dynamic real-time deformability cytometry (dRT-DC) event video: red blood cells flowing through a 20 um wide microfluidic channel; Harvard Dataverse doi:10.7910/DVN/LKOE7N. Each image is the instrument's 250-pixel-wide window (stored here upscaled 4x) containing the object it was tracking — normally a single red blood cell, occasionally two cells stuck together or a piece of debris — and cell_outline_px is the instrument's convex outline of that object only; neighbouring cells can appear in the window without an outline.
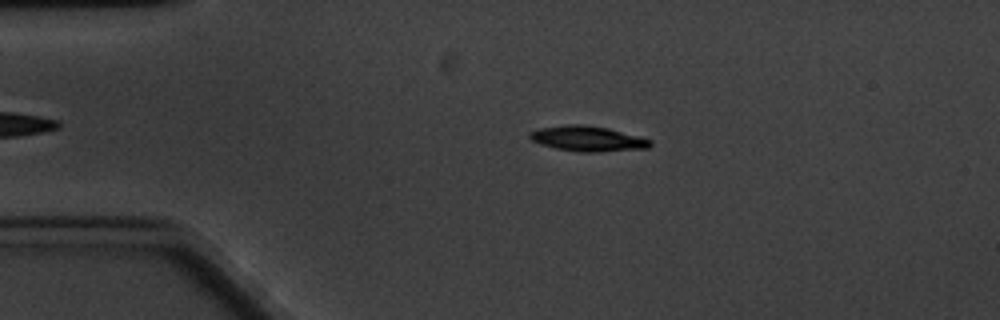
{"species": "common noctule bat (a hibernating species)", "species_latin": "Nyctalus noctula", "temperature_condition": "cold", "stored_images_in_passage": 46, "camera_frame_rate_fps": 3000, "um_per_image_px": 0.085, "animal": {"sex": "male", "body_mass_g": 20.1, "forearm_length_mm": 53.5}, "frame": {"image": 1, "passage_image": 4, "time_ms": 1.0, "image_size_px": [1000, 320], "cell_outline_px": [[652, 144], [648, 148], [600, 152], [580, 152], [556, 148], [540, 144], [532, 140], [528, 136], [528, 132], [540, 128], [564, 124], [580, 124], [608, 128], [652, 140]], "centroid_in_image_um": [49.93, 11.78], "position_along_channel_um": 35.1, "area_um2": 17.74}}
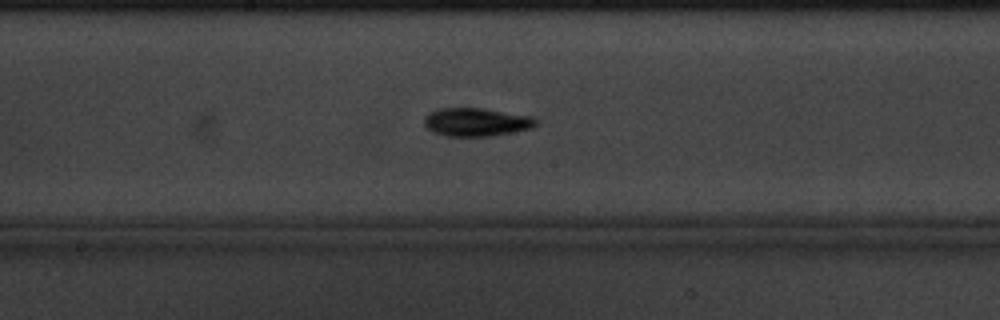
{"frame": {"image": 2, "passage_image": 23, "time_ms": 7.333, "image_size_px": [1000, 320], "cell_outline_px": [[536, 124], [532, 128], [492, 136], [444, 136], [432, 132], [424, 124], [424, 116], [428, 112], [440, 108], [480, 108], [536, 116]], "centroid_in_image_um": [40.48, 10.37], "position_along_channel_um": 207.7, "area_um2": 18.61}}
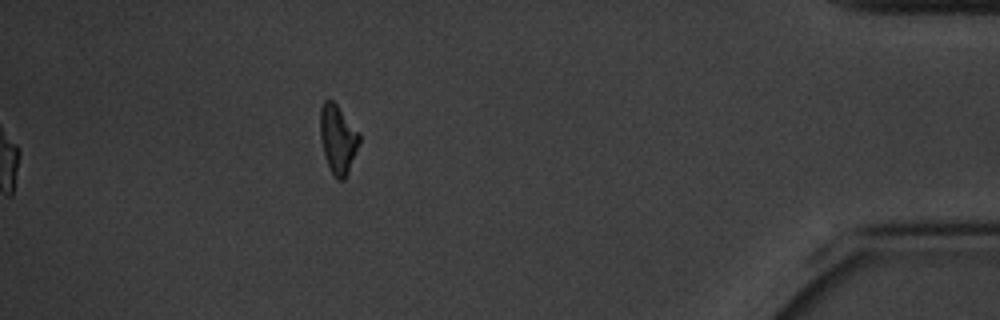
{"frame": {"image": 3, "passage_image": 46, "time_ms": 15.0, "image_size_px": [1000, 320], "cell_outline_px": [[360, 140], [348, 172], [344, 180], [336, 180], [324, 156], [320, 136], [320, 108], [324, 100], [332, 100], [336, 104], [360, 132]], "centroid_in_image_um": [28.71, 11.81], "position_along_channel_um": 406.5, "area_um2": 15.61}, "authors_computed_cell_mechanics": {"area_um2": 17.0221, "velocity_mm_per_s": 3.262, "shape_relaxation_time_tau1_ms": 3.2859, "shape_relaxation_time_tau2_ms": null, "deformation_change_tau1": 0.1215, "deformation_change_tau2": null}}